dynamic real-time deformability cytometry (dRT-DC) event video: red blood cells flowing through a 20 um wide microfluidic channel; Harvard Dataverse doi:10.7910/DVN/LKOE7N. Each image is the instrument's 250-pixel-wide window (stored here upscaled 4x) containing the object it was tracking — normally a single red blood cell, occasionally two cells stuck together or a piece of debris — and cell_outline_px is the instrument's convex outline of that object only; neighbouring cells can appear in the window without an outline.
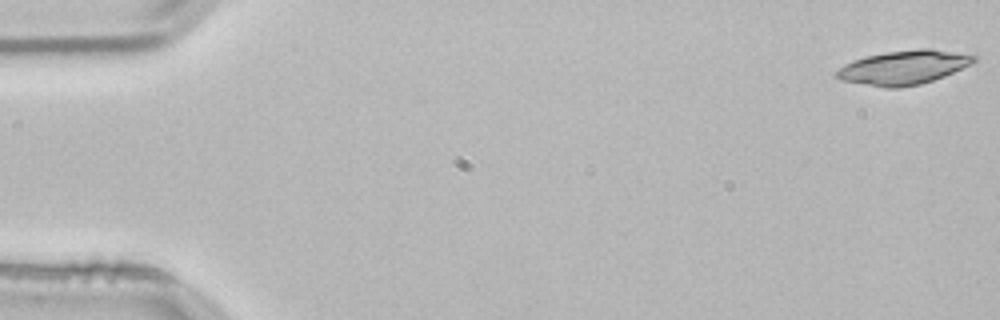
{"species": "common noctule bat (a hibernating species)", "species_latin": "Nyctalus noctula", "temperature_condition": "room temperature", "stored_images_in_passage": 53, "camera_frame_rate_fps": 3000, "um_per_image_px": 0.085, "animal": {"sex": "male", "body_mass_g": 21.5, "forearm_length_mm": 52.0}, "frame": {"image": 1, "passage_image": 1, "time_ms": 0.0, "image_size_px": [1000, 320], "cell_outline_px": [[976, 60], [972, 64], [944, 76], [920, 84], [900, 88], [884, 88], [840, 80], [832, 76], [832, 72], [844, 64], [852, 60], [868, 56], [888, 52], [916, 48], [932, 48], [976, 56]], "centroid_in_image_um": [76.74, 5.74], "position_along_channel_um": 8.3, "area_um2": 27.46}}
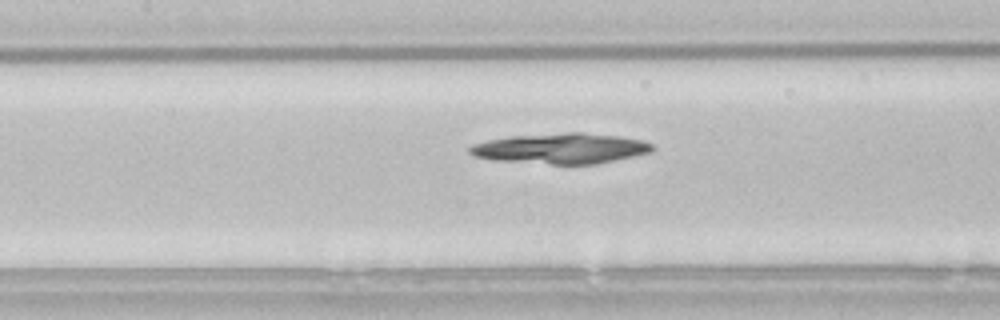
{"frame": {"image": 2, "passage_image": 24, "time_ms": 7.667, "image_size_px": [1000, 320], "cell_outline_px": [[656, 148], [652, 152], [596, 164], [552, 164], [492, 160], [476, 156], [468, 152], [468, 148], [472, 144], [488, 140], [508, 136], [568, 132], [580, 132], [620, 136], [644, 140], [652, 144]], "centroid_in_image_um": [47.7, 12.61], "position_along_channel_um": 159.7, "area_um2": 32.6}}
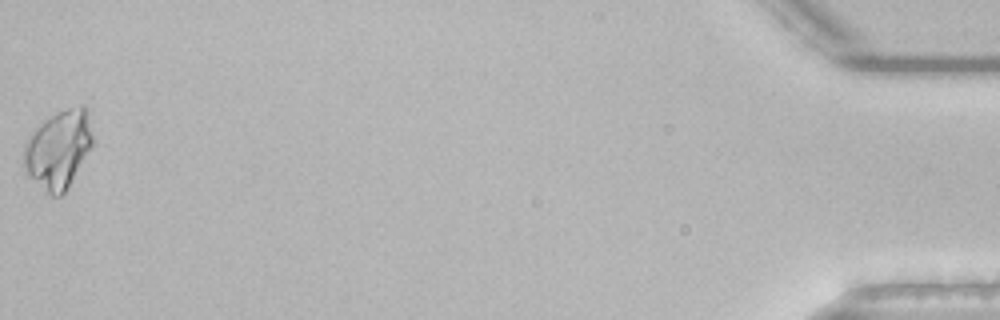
{"frame": {"image": 3, "passage_image": 53, "time_ms": 17.333, "image_size_px": [1000, 320], "cell_outline_px": [[92, 144], [68, 188], [60, 196], [52, 196], [28, 176], [24, 172], [24, 144], [28, 136], [44, 120], [56, 112], [80, 104], [84, 104], [88, 108], [92, 136]], "centroid_in_image_um": [4.96, 12.66], "position_along_channel_um": 430.2, "area_um2": 31.27}}